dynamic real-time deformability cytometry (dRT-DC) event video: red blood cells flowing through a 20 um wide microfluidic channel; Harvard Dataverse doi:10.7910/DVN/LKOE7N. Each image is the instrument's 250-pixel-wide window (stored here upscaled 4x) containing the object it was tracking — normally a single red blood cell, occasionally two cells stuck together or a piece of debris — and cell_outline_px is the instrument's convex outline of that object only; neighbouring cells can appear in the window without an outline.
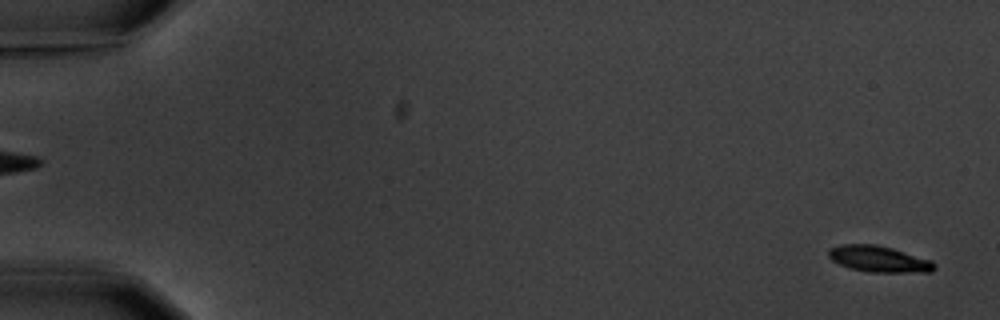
{"species": "common noctule bat (a hibernating species)", "species_latin": "Nyctalus noctula", "temperature_condition": "warm", "stored_images_in_passage": 6, "segment_of_instrument_passage": [2, 2], "camera_frame_rate_fps": 3000, "um_per_image_px": 0.085, "animal": {"sex": "male", "body_mass_g": 20.1, "forearm_length_mm": 53.5}, "frame": {"image": 1, "passage_image": 6, "time_ms": 6.667, "image_size_px": [1000, 320], "cell_outline_px": [[936, 268], [932, 272], [868, 272], [848, 268], [832, 260], [828, 256], [828, 248], [844, 244], [876, 244], [892, 248], [932, 260], [936, 264]], "centroid_in_image_um": [74.71, 22.02], "position_along_channel_um": 10.3, "area_um2": 16.3}}